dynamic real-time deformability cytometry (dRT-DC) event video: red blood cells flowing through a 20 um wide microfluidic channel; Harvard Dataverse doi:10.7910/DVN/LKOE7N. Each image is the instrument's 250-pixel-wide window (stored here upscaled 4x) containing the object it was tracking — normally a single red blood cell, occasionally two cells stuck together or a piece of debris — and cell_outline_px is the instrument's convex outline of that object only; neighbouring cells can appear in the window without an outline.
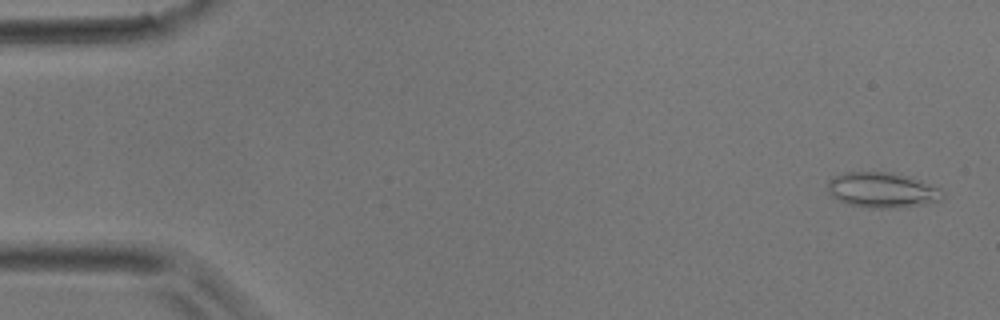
{"species": "common noctule bat (a hibernating species)", "species_latin": "Nyctalus noctula", "temperature_condition": "room temperature", "stored_images_in_passage": 4, "camera_frame_rate_fps": 3000, "um_per_image_px": 0.085, "animal": {"sex": "male", "body_mass_g": 17.9}, "frame": {"image": 1, "passage_image": 1, "time_ms": 0.0, "image_size_px": [1000, 320], "cell_outline_px": [[944, 200], [928, 204], [896, 208], [868, 208], [848, 204], [832, 196], [828, 192], [828, 180], [832, 176], [848, 172], [892, 172], [908, 176], [920, 180], [940, 188], [944, 192]], "centroid_in_image_um": [75.03, 16.16], "position_along_channel_um": 10.0, "area_um2": 23.99}}